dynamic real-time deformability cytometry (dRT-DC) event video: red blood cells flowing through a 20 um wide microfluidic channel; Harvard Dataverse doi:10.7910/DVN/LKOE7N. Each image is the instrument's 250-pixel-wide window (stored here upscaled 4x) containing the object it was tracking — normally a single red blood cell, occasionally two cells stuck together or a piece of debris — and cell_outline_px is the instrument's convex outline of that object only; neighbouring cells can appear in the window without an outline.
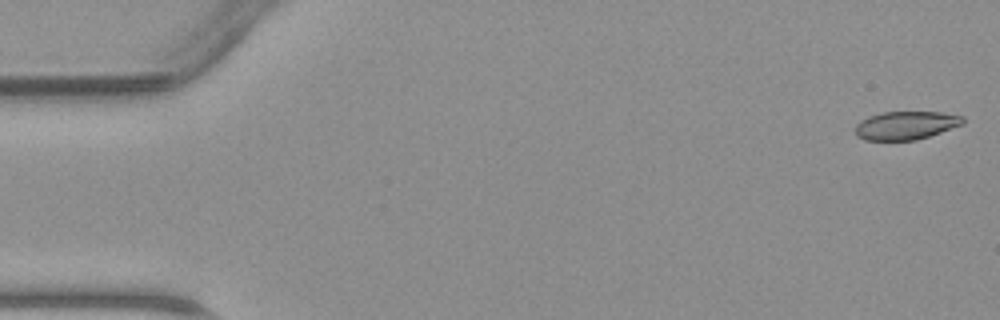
{"species": "common noctule bat (a hibernating species)", "species_latin": "Nyctalus noctula", "temperature_condition": "warm", "stored_images_in_passage": 8, "camera_frame_rate_fps": 3000, "um_per_image_px": 0.085, "animal": {"sex": "male", "body_mass_g": 23.1, "forearm_length_mm": 52.7}, "frame": {"image": 1, "passage_image": 1, "time_ms": 0.0, "image_size_px": [1000, 320], "cell_outline_px": [[964, 124], [916, 140], [864, 140], [856, 136], [856, 124], [860, 120], [868, 116], [880, 112], [940, 112], [964, 116]], "centroid_in_image_um": [76.98, 10.65], "position_along_channel_um": 8.0, "area_um2": 17.8}}